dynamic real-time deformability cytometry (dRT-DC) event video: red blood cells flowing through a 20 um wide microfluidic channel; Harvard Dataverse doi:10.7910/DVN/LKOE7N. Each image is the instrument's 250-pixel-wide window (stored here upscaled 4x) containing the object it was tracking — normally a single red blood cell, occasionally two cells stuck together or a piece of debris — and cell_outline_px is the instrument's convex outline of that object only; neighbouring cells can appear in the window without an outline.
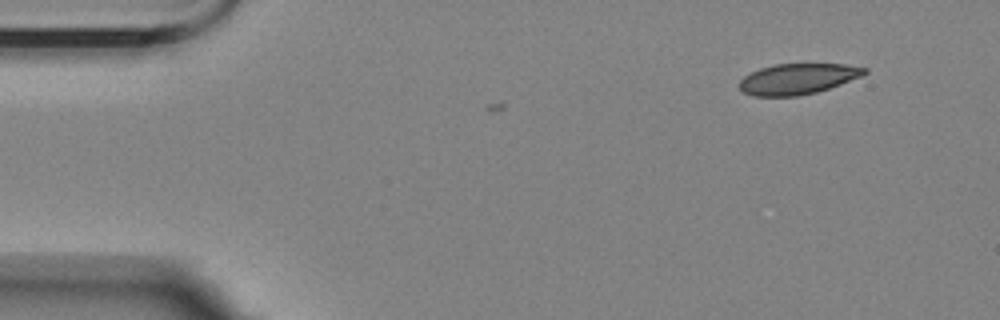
{"species": "Egyptian fruit bat (a non-hibernating species)", "species_latin": "Rousettus aegyptiacus", "temperature_condition": "room temperature", "stored_images_in_passage": 2, "camera_frame_rate_fps": 3000, "um_per_image_px": 0.085, "animal": {"sex": "female"}, "frame": {"image": 1, "passage_image": 1, "time_ms": 0.0, "image_size_px": [1000, 320], "cell_outline_px": [[868, 72], [860, 76], [840, 84], [816, 92], [796, 96], [756, 96], [744, 92], [740, 88], [740, 80], [744, 76], [760, 68], [776, 64], [844, 64], [868, 68]], "centroid_in_image_um": [67.81, 6.7], "position_along_channel_um": 17.2, "area_um2": 22.08}}